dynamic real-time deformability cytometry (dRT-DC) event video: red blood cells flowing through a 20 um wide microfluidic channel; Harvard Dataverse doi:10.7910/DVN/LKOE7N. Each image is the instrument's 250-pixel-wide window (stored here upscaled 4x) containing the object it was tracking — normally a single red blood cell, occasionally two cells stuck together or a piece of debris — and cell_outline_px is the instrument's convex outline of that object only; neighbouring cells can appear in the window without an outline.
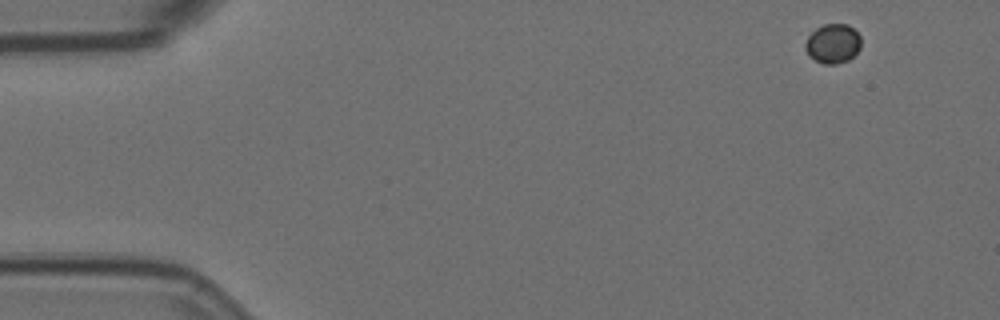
{"species": "Egyptian fruit bat (a non-hibernating species)", "species_latin": "Rousettus aegyptiacus", "temperature_condition": "room temperature", "stored_images_in_passage": 8, "camera_frame_rate_fps": 3000, "um_per_image_px": 0.085, "animal": {"sex": "female"}, "frame": {"image": 1, "passage_image": 1, "time_ms": 0.0, "image_size_px": [1000, 320], "cell_outline_px": [[860, 48], [848, 60], [836, 64], [824, 64], [808, 56], [804, 48], [804, 44], [808, 36], [816, 28], [824, 24], [848, 24], [860, 36]], "centroid_in_image_um": [70.76, 3.7], "position_along_channel_um": 14.2, "area_um2": 12.77}}
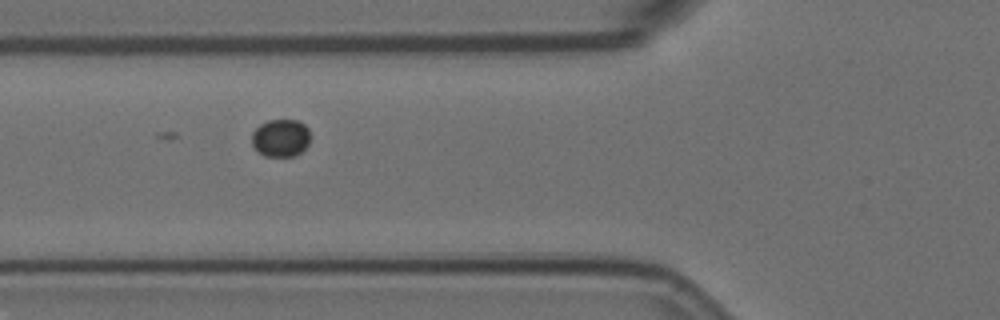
{"frame": {"image": 2, "passage_image": 5, "time_ms": 1.333, "image_size_px": [1000, 320], "cell_outline_px": [[308, 144], [300, 152], [292, 156], [264, 156], [252, 144], [252, 132], [260, 124], [268, 120], [296, 120], [304, 124], [308, 128]], "centroid_in_image_um": [23.84, 11.71], "position_along_channel_um": 102.0, "area_um2": 12.6}}
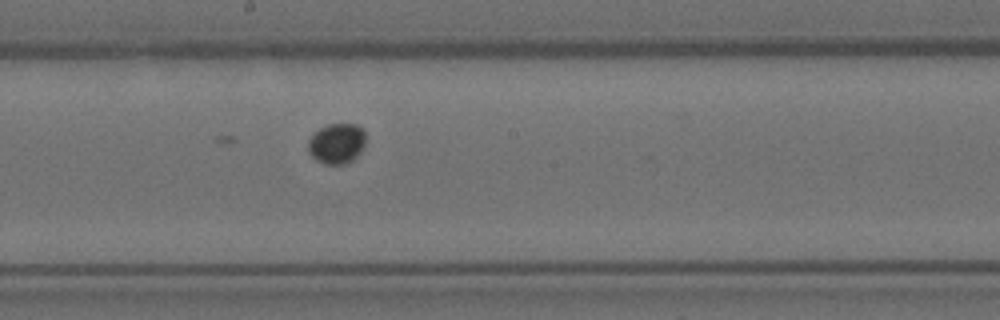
{"frame": {"image": 3, "passage_image": 8, "time_ms": 2.333, "image_size_px": [1000, 320], "cell_outline_px": [[364, 144], [360, 152], [348, 164], [324, 164], [316, 160], [308, 152], [308, 140], [320, 128], [328, 124], [356, 124], [364, 128]], "centroid_in_image_um": [28.62, 12.2], "position_along_channel_um": 219.6, "area_um2": 13.53}}